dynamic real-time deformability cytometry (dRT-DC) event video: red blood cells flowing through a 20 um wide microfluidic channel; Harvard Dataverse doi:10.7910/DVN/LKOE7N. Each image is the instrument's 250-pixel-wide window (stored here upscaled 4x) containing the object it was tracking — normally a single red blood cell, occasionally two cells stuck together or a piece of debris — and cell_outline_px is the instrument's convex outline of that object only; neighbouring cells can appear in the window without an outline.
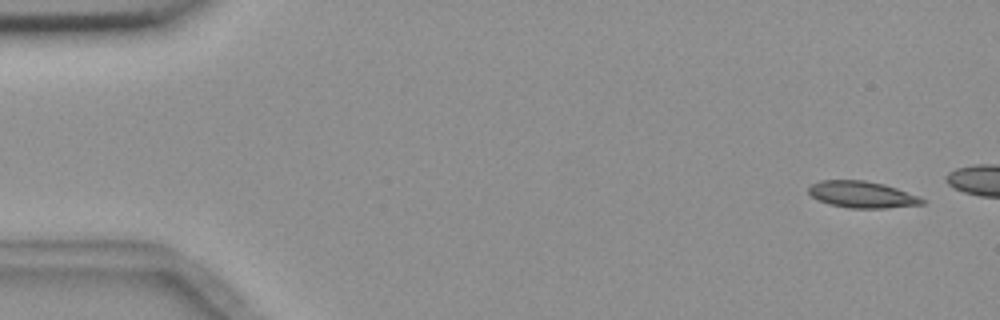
{"species": "common noctule bat (a hibernating species)", "species_latin": "Nyctalus noctula", "temperature_condition": "room temperature", "stored_images_in_passage": 4, "camera_frame_rate_fps": 3000, "um_per_image_px": 0.085, "animal": {"sex": "female", "body_mass_g": 18.4}, "frame": {"image": 1, "passage_image": 1, "time_ms": 0.0, "image_size_px": [1000, 320], "cell_outline_px": [[924, 204], [888, 208], [848, 208], [828, 204], [816, 200], [808, 192], [808, 184], [820, 180], [864, 180], [884, 184], [920, 196], [924, 200]], "centroid_in_image_um": [73.23, 16.53], "position_along_channel_um": 11.8, "area_um2": 17.86}}